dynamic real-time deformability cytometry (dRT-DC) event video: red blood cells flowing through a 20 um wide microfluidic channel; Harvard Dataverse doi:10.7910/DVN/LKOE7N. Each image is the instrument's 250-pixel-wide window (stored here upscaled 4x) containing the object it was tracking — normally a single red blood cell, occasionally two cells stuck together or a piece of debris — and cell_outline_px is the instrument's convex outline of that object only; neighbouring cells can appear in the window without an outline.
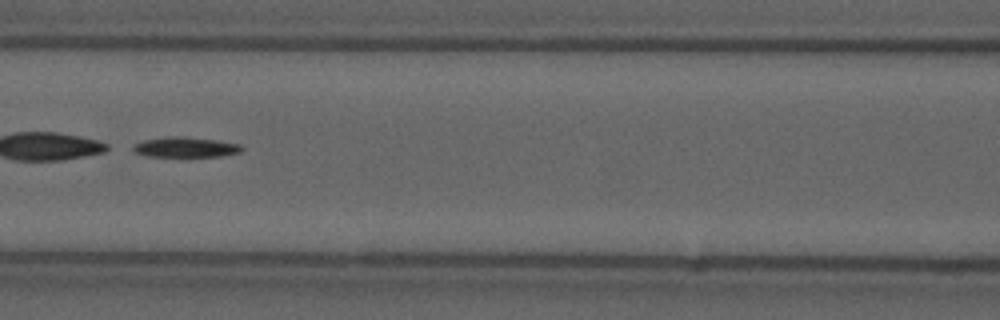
{"species": "common noctule bat (a hibernating species)", "species_latin": "Nyctalus noctula", "temperature_condition": "cold", "stored_images_in_passage": 37, "segment_of_instrument_passage": [2, 2], "camera_frame_rate_fps": 3000, "um_per_image_px": 0.085, "animal": {"sex": "male", "forearm_length_mm": 52.5}, "frame": {"image": 1, "passage_image": 14, "time_ms": 4.333, "image_size_px": [1000, 320], "cell_outline_px": [[244, 148], [240, 152], [220, 156], [148, 156], [136, 152], [132, 148], [136, 144], [144, 140], [176, 136], [216, 140], [240, 144]], "centroid_in_image_um": [15.81, 12.51], "position_along_channel_um": 150.8, "area_um2": 12.37}}